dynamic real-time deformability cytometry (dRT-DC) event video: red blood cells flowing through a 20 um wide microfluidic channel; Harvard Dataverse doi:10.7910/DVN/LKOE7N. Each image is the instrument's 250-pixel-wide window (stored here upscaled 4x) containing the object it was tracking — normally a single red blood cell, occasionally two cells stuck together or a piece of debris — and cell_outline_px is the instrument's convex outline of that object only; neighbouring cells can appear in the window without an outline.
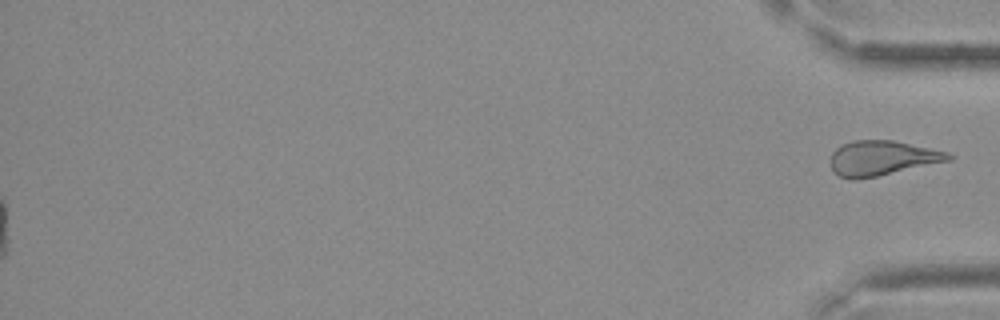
{"species": "Egyptian fruit bat (a non-hibernating species)", "species_latin": "Rousettus aegyptiacus", "temperature_condition": "cold", "stored_images_in_passage": 36, "segment_of_instrument_passage": [2, 2], "camera_frame_rate_fps": 3000, "um_per_image_px": 0.085, "frame": {"image": 1, "passage_image": 36, "time_ms": 11.667, "image_size_px": [1000, 320], "cell_outline_px": [[952, 160], [876, 176], [856, 180], [852, 180], [840, 176], [832, 172], [828, 160], [832, 152], [840, 144], [852, 140], [892, 140], [948, 152], [952, 156]], "centroid_in_image_um": [74.89, 13.44], "position_along_channel_um": 360.3, "area_um2": 24.1}}